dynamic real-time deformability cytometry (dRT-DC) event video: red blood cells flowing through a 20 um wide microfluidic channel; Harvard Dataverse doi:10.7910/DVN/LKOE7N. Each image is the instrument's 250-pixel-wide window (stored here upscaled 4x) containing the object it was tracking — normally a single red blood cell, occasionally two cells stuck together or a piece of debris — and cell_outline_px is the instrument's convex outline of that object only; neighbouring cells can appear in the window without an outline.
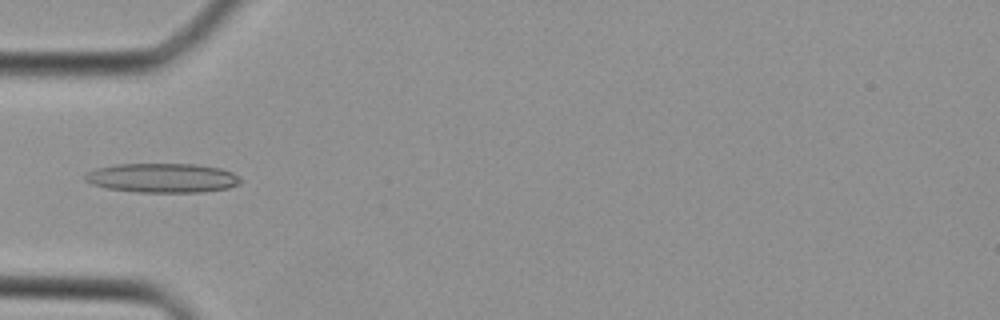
{"species": "Egyptian fruit bat (a non-hibernating species)", "species_latin": "Rousettus aegyptiacus", "temperature_condition": "cold", "stored_images_in_passage": 16, "camera_frame_rate_fps": 3000, "um_per_image_px": 0.085, "animal": {"sex": "female"}, "frame": {"image": 1, "passage_image": 5, "time_ms": 1.333, "image_size_px": [1000, 320], "cell_outline_px": [[244, 180], [240, 184], [228, 188], [200, 192], [136, 192], [108, 188], [92, 184], [84, 180], [84, 176], [88, 172], [96, 168], [120, 164], [196, 164], [220, 168], [232, 172], [240, 176]], "centroid_in_image_um": [13.85, 15.12], "position_along_channel_um": 71.1, "area_um2": 26.65}}
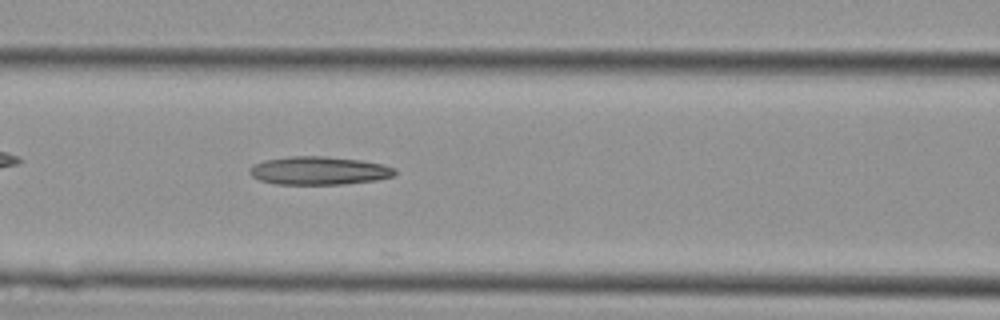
{"frame": {"image": 2, "passage_image": 9, "time_ms": 2.667, "image_size_px": [1000, 320], "cell_outline_px": [[396, 172], [392, 176], [376, 180], [344, 184], [276, 184], [260, 180], [252, 176], [248, 172], [248, 168], [252, 164], [264, 160], [288, 156], [324, 156], [360, 160], [384, 164], [396, 168]], "centroid_in_image_um": [27.08, 14.5], "position_along_channel_um": 139.5, "area_um2": 24.04}}
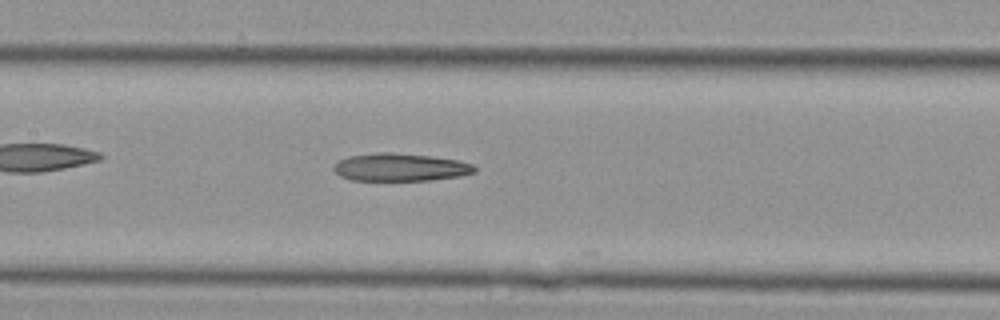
{"frame": {"image": 3, "passage_image": 11, "time_ms": 3.333, "image_size_px": [1000, 320], "cell_outline_px": [[476, 172], [460, 176], [432, 180], [352, 180], [340, 176], [332, 168], [340, 160], [348, 156], [380, 152], [388, 152], [428, 156], [456, 160], [472, 164], [476, 168]], "centroid_in_image_um": [34.02, 14.22], "position_along_channel_um": 173.4, "area_um2": 22.54}}